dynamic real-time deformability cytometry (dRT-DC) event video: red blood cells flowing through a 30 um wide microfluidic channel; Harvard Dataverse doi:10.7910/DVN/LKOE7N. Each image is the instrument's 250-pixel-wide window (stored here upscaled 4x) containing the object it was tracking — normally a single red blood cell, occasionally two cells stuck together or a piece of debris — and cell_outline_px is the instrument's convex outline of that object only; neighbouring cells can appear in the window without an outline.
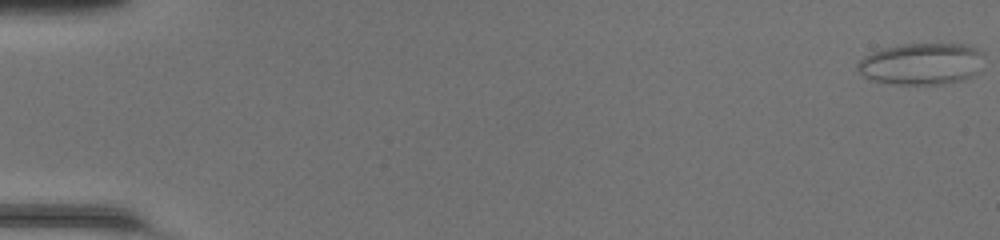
{"species": "common noctule bat (a hibernating species)", "species_latin": "Nyctalus noctula", "temperature_condition": "room temperature", "stored_images_in_passage": 49, "camera_frame_rate_fps": 3000, "um_per_image_px": 0.085, "animal": {"sex": "female", "body_mass_g": 20.0, "forearm_length_mm": 54.0}, "frame": {"image": 1, "passage_image": 1, "time_ms": 0.0, "image_size_px": [1000, 240], "cell_outline_px": [[984, 56], [980, 72], [964, 80], [948, 84], [892, 84], [872, 80], [864, 76], [856, 68], [856, 64], [864, 56], [872, 52], [884, 48], [900, 44], [968, 44], [984, 52]], "centroid_in_image_um": [78.38, 5.43], "position_along_channel_um": 6.6, "area_um2": 31.21}}
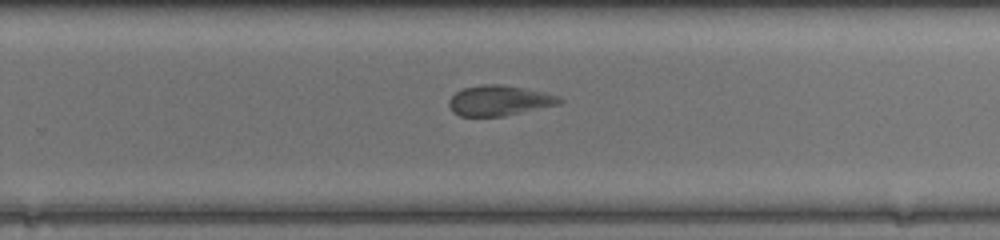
{"frame": {"image": 2, "passage_image": 33, "time_ms": 10.667, "image_size_px": [1000, 240], "cell_outline_px": [[564, 100], [560, 104], [504, 116], [460, 116], [452, 112], [448, 104], [448, 100], [456, 92], [464, 88], [480, 84], [500, 84], [524, 88], [544, 92], [560, 96]], "centroid_in_image_um": [42.44, 8.54], "position_along_channel_um": 287.4, "area_um2": 19.59}}
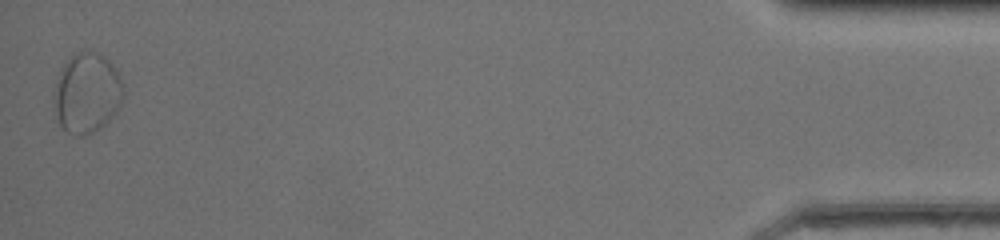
{"frame": {"image": 3, "passage_image": 49, "time_ms": 16.0, "image_size_px": [1000, 240], "cell_outline_px": [[124, 100], [120, 108], [104, 124], [92, 132], [80, 136], [68, 132], [60, 124], [52, 100], [52, 96], [56, 80], [64, 64], [76, 52], [100, 52], [116, 68], [120, 76], [124, 88]], "centroid_in_image_um": [7.41, 7.89], "position_along_channel_um": 427.8, "area_um2": 32.48}, "authors_computed_cell_mechanics": {"area_um2": 21.097, "velocity_mm_per_s": 4.2791, "shape_relaxation_time_tau1_ms": null, "shape_relaxation_time_tau2_ms": 1.5313, "deformation_change_tau1": null, "deformation_change_tau2": 0.08}}